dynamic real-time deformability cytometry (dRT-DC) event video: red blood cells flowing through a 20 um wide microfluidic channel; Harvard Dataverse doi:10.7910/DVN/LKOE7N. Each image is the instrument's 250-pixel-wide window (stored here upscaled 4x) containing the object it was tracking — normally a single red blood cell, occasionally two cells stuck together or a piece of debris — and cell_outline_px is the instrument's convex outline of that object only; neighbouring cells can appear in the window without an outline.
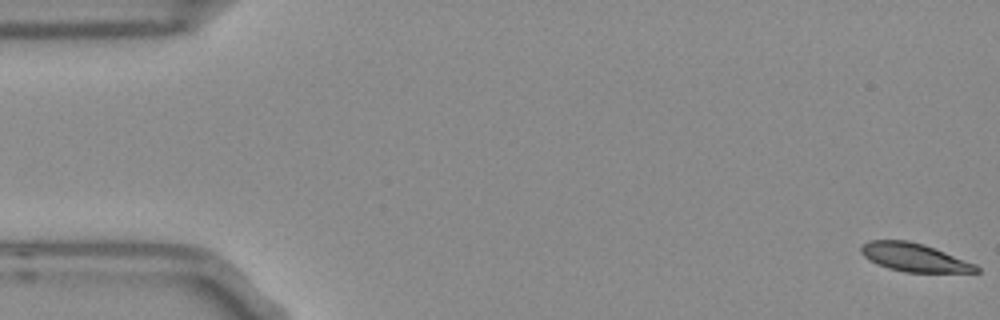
{"species": "Egyptian fruit bat (a non-hibernating species)", "species_latin": "Rousettus aegyptiacus", "temperature_condition": "room temperature", "stored_images_in_passage": 54, "camera_frame_rate_fps": 3000, "um_per_image_px": 0.085, "frame": {"image": 1, "passage_image": 1, "time_ms": 0.0, "image_size_px": [1000, 320], "cell_outline_px": [[980, 272], [904, 272], [888, 268], [876, 264], [868, 260], [860, 252], [860, 248], [868, 240], [908, 240], [924, 244], [976, 264], [980, 268]], "centroid_in_image_um": [77.69, 21.88], "position_along_channel_um": 7.3, "area_um2": 19.02}}
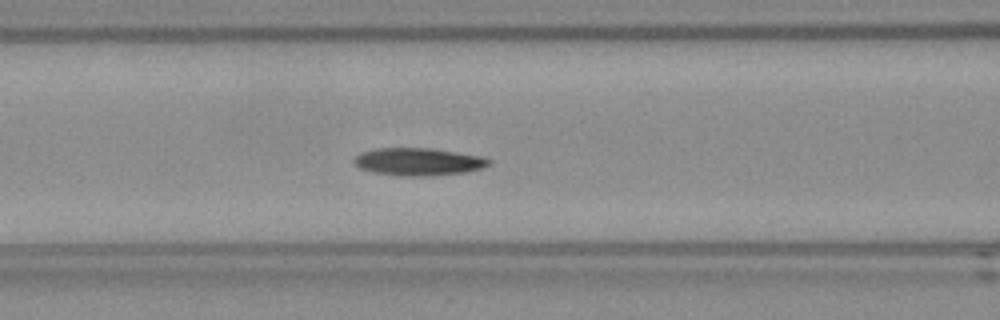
{"frame": {"image": 2, "passage_image": 22, "time_ms": 7.0, "image_size_px": [1000, 320], "cell_outline_px": [[492, 160], [488, 164], [480, 168], [464, 172], [432, 176], [400, 176], [372, 172], [360, 168], [352, 164], [352, 160], [360, 152], [376, 148], [432, 148], [480, 156]], "centroid_in_image_um": [35.48, 13.74], "position_along_channel_um": 131.1, "area_um2": 21.73}}
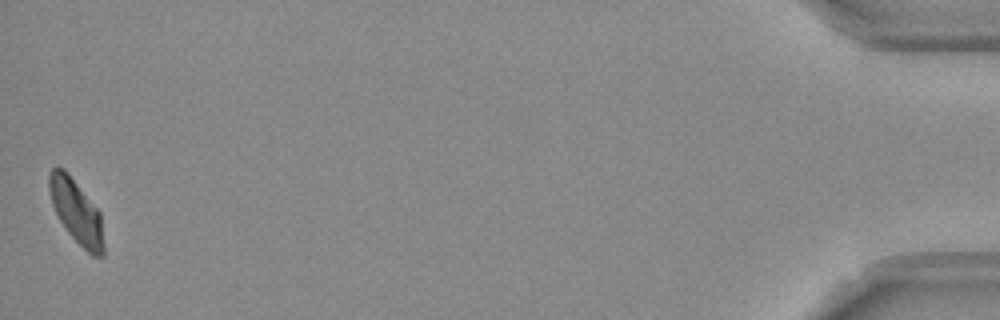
{"frame": {"image": 3, "passage_image": 54, "time_ms": 17.667, "image_size_px": [1000, 320], "cell_outline_px": [[104, 256], [92, 256], [68, 232], [60, 220], [52, 204], [48, 188], [48, 176], [52, 168], [64, 168], [68, 172], [100, 212], [104, 244]], "centroid_in_image_um": [6.49, 17.97], "position_along_channel_um": 428.7, "area_um2": 20.06}, "authors_computed_cell_mechanics": {"area_um2": 20.6635, "velocity_mm_per_s": 3.7306, "shape_relaxation_time_tau1_ms": 3.4197, "shape_relaxation_time_tau2_ms": 7.8101, "deformation_change_tau1": 0.121, "deformation_change_tau2": 0.1388}}